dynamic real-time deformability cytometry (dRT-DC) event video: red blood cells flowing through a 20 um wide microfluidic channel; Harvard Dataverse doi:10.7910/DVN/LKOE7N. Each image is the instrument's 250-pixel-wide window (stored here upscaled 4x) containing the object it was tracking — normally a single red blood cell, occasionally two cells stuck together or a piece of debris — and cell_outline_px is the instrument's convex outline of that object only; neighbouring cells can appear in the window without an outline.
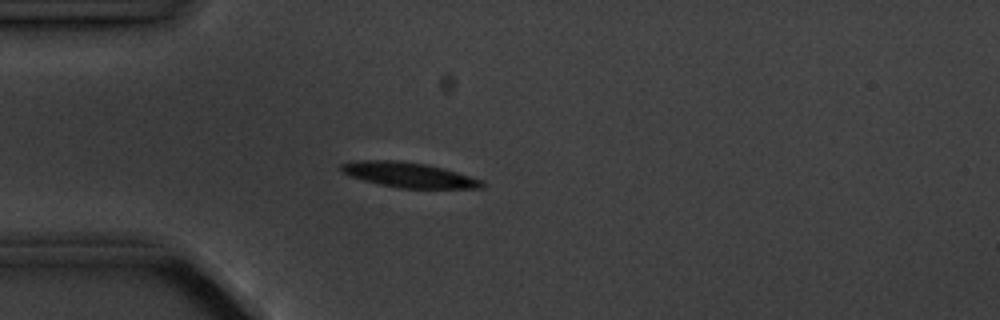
{"species": "common noctule bat (a hibernating species)", "species_latin": "Nyctalus noctula", "temperature_condition": "cold", "stored_images_in_passage": 1, "camera_frame_rate_fps": 3000, "um_per_image_px": 0.085, "animal": {"sex": "male", "body_mass_g": 20.1, "forearm_length_mm": 53.5}, "frame": {"image": 1, "passage_image": 1, "time_ms": 0.0, "image_size_px": [1000, 320], "cell_outline_px": [[484, 188], [400, 188], [380, 184], [348, 176], [340, 172], [336, 168], [340, 164], [356, 160], [396, 160], [424, 164], [444, 168], [484, 180]], "centroid_in_image_um": [34.69, 14.86], "position_along_channel_um": 50.3, "area_um2": 20.75}}